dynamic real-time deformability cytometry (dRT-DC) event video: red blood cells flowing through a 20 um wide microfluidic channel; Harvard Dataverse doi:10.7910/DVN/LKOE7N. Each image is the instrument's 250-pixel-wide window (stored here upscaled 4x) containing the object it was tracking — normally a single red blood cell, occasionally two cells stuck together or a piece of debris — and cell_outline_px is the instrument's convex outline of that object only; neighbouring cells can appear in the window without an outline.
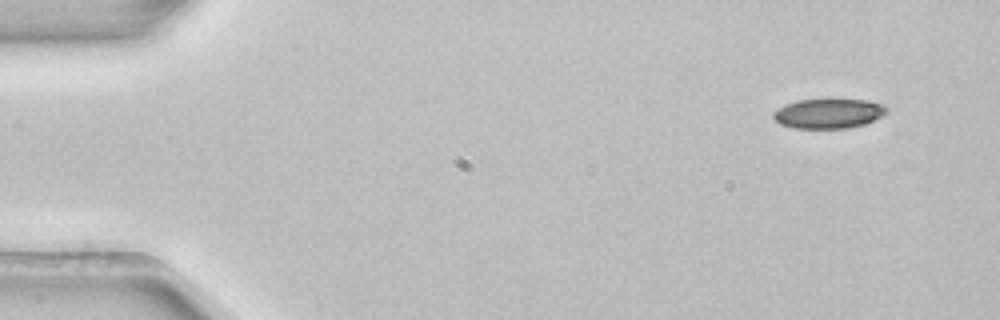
{"species": "common noctule bat (a hibernating species)", "species_latin": "Nyctalus noctula", "temperature_condition": "room temperature", "stored_images_in_passage": 4, "camera_frame_rate_fps": 3000, "um_per_image_px": 0.085, "animal": {"sex": "female", "body_mass_g": 22.7, "forearm_length_mm": 54.2}, "frame": {"image": 1, "passage_image": 1, "time_ms": 0.0, "image_size_px": [1000, 320], "cell_outline_px": [[888, 112], [884, 116], [864, 124], [848, 128], [792, 128], [780, 124], [772, 116], [772, 112], [776, 108], [784, 104], [796, 100], [828, 96], [868, 100], [884, 104], [888, 108]], "centroid_in_image_um": [70.44, 9.58], "position_along_channel_um": 14.6, "area_um2": 20.87}}
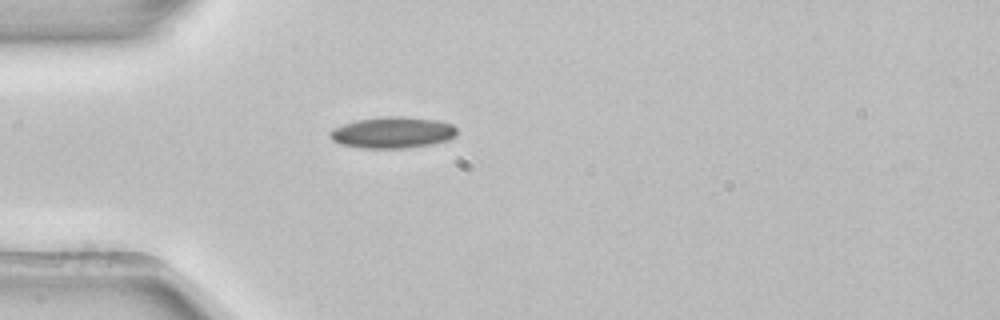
{"frame": {"image": 2, "passage_image": 4, "time_ms": 1.0, "image_size_px": [1000, 320], "cell_outline_px": [[456, 136], [448, 140], [432, 144], [404, 148], [360, 148], [340, 144], [332, 140], [328, 136], [328, 132], [332, 128], [356, 120], [384, 116], [404, 116], [436, 120], [452, 124], [456, 128]], "centroid_in_image_um": [33.34, 11.26], "position_along_channel_um": 51.7, "area_um2": 23.35}}